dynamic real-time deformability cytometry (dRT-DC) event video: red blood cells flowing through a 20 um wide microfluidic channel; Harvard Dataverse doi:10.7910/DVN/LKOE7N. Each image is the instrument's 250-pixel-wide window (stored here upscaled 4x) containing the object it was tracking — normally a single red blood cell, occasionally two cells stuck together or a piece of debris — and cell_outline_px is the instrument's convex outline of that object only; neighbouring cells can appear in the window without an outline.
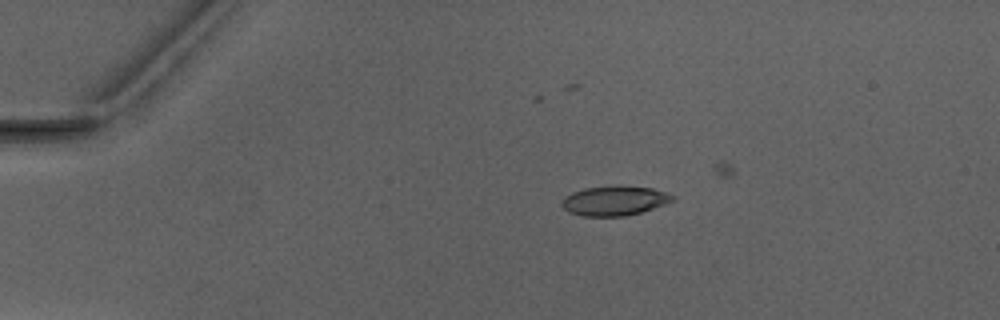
{"species": "Egyptian fruit bat (a non-hibernating species)", "species_latin": "Rousettus aegyptiacus", "temperature_condition": "warm", "stored_images_in_passage": 5, "camera_frame_rate_fps": 3000, "um_per_image_px": 0.085, "animal": {"sex": "male"}, "frame": {"image": 1, "passage_image": 2, "time_ms": 1.333, "image_size_px": [1000, 320], "cell_outline_px": [[676, 200], [640, 212], [624, 216], [584, 216], [568, 212], [560, 204], [560, 200], [564, 196], [572, 192], [584, 188], [620, 184], [652, 188], [668, 192], [676, 196]], "centroid_in_image_um": [52.23, 17.03], "position_along_channel_um": 32.8, "area_um2": 19.54}}
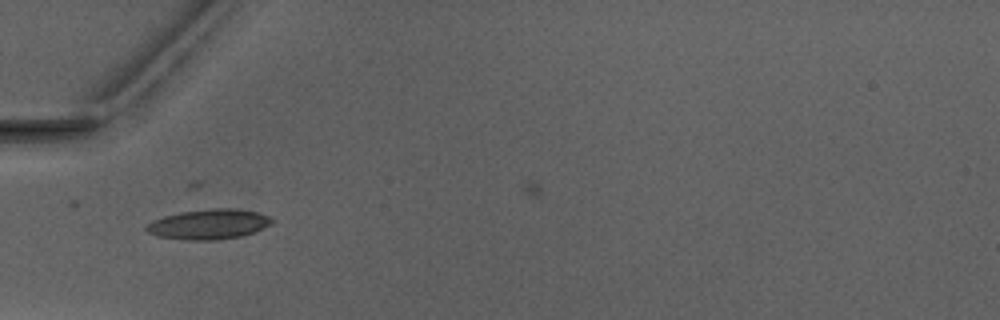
{"frame": {"image": 2, "passage_image": 4, "time_ms": 3.667, "image_size_px": [1000, 320], "cell_outline_px": [[276, 220], [272, 224], [252, 232], [240, 236], [216, 240], [184, 240], [160, 236], [148, 232], [144, 228], [152, 220], [164, 216], [180, 212], [212, 208], [236, 208], [256, 212], [268, 216]], "centroid_in_image_um": [17.75, 19.05], "position_along_channel_um": 67.2, "area_um2": 21.91}}